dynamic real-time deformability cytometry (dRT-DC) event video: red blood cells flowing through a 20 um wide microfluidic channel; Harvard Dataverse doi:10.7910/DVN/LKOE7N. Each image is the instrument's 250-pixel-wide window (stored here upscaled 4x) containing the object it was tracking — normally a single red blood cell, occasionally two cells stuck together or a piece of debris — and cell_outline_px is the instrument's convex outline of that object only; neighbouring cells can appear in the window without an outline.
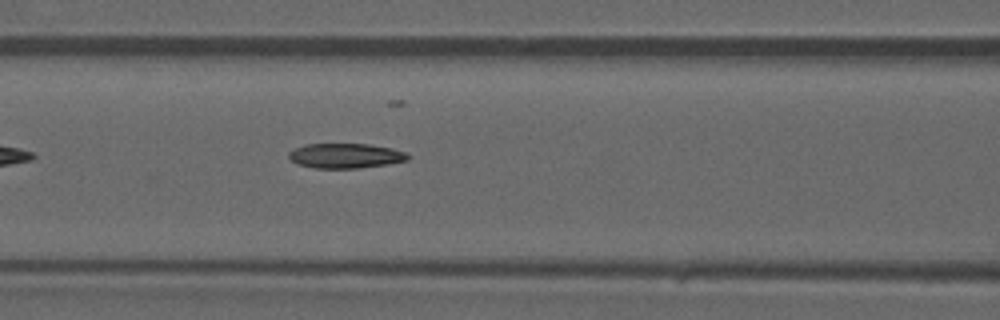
{"species": "common noctule bat (a hibernating species)", "species_latin": "Nyctalus noctula", "temperature_condition": "warm", "stored_images_in_passage": 30, "camera_frame_rate_fps": 3000, "um_per_image_px": 0.085, "animal": {"sex": "male", "forearm_length_mm": 52.5}, "frame": {"image": 1, "passage_image": 5, "time_ms": 1.333, "image_size_px": [1000, 320], "cell_outline_px": [[408, 160], [388, 164], [356, 168], [312, 168], [296, 164], [288, 156], [288, 152], [304, 144], [368, 144], [392, 148], [408, 152]], "centroid_in_image_um": [29.36, 13.24], "position_along_channel_um": 137.2, "area_um2": 17.28}}